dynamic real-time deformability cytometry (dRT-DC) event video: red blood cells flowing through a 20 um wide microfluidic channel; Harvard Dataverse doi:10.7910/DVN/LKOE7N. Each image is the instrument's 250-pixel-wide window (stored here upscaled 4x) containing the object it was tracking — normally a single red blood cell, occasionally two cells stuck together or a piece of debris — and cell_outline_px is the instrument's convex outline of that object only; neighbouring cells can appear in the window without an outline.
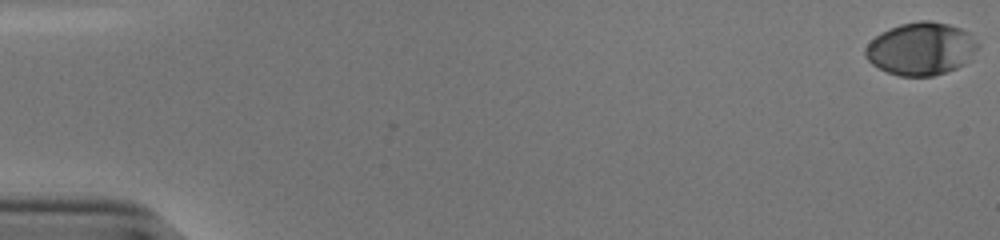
{"species": "human", "species_latin": "Homo sapiens", "temperature_condition": "cold", "stored_images_in_passage": 45, "camera_frame_rate_fps": 3000, "um_per_image_px": 0.085, "donor": {"sex": "male"}, "frame": {"image": 1, "passage_image": 1, "time_ms": 0.0, "image_size_px": [1000, 240], "cell_outline_px": [[980, 48], [964, 64], [956, 68], [932, 76], [900, 76], [888, 72], [872, 64], [868, 60], [864, 52], [864, 48], [880, 32], [888, 28], [900, 24], [920, 20], [928, 20], [948, 24], [960, 28], [968, 32], [980, 44]], "centroid_in_image_um": [78.3, 4.13], "position_along_channel_um": 6.7, "area_um2": 34.62}}
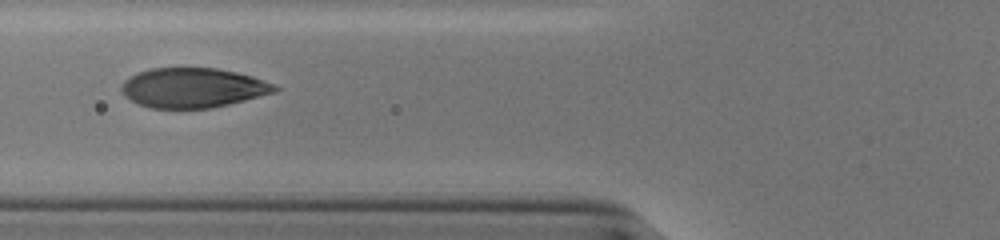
{"frame": {"image": 2, "passage_image": 23, "time_ms": 7.333, "image_size_px": [1000, 240], "cell_outline_px": [[280, 88], [276, 92], [228, 104], [208, 108], [148, 108], [124, 96], [120, 92], [120, 84], [124, 80], [140, 72], [152, 68], [216, 68], [236, 72], [252, 76], [272, 84]], "centroid_in_image_um": [16.36, 7.46], "position_along_channel_um": 109.4, "area_um2": 35.26}}
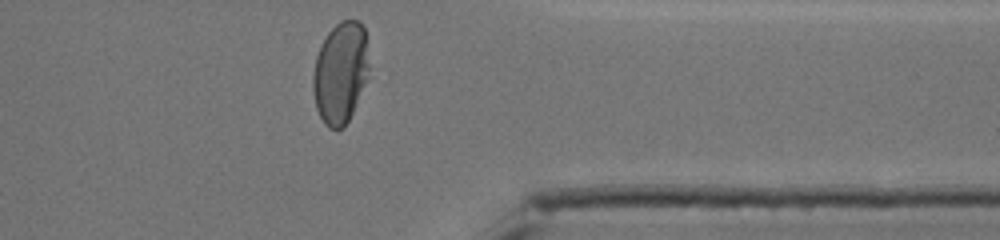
{"frame": {"image": 3, "passage_image": 45, "time_ms": 14.667, "image_size_px": [1000, 240], "cell_outline_px": [[368, 76], [352, 112], [344, 128], [328, 128], [324, 124], [316, 108], [312, 88], [312, 76], [316, 56], [320, 44], [328, 32], [340, 20], [356, 20], [364, 28], [368, 36]], "centroid_in_image_um": [28.93, 6.15], "position_along_channel_um": 382.5, "area_um2": 33.35}, "authors_computed_cell_mechanics": {"area_um2": 35.6048, "velocity_mm_per_s": 3.818, "shape_relaxation_time_tau1_ms": 5.5553, "shape_relaxation_time_tau2_ms": null, "deformation_change_tau1": 0.2427, "deformation_change_tau2": null}}